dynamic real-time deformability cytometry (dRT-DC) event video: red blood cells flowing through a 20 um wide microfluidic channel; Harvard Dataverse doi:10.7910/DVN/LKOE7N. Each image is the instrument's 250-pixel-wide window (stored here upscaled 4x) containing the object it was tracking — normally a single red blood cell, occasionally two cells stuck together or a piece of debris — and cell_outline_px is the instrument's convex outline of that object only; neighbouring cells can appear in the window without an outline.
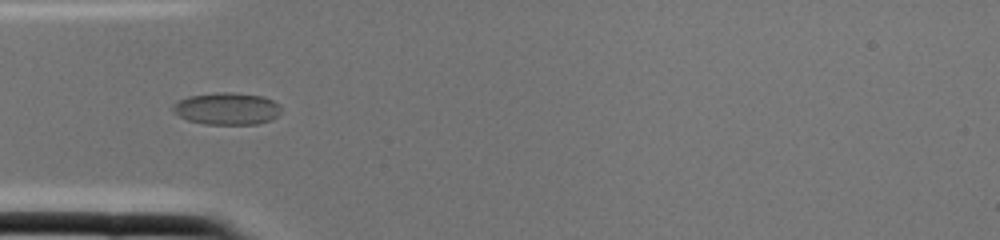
{"species": "common noctule bat (a hibernating species)", "species_latin": "Nyctalus noctula", "temperature_condition": "cold", "stored_images_in_passage": 2, "camera_frame_rate_fps": 3000, "um_per_image_px": 0.085, "animal": {"sex": "female", "body_mass_g": 22.0, "forearm_length_mm": 56.7}, "frame": {"image": 1, "passage_image": 2, "time_ms": 0.333, "image_size_px": [1000, 240], "cell_outline_px": [[280, 112], [272, 120], [256, 124], [204, 124], [188, 120], [172, 112], [172, 104], [188, 96], [220, 92], [232, 92], [264, 96], [280, 104]], "centroid_in_image_um": [19.29, 9.23], "position_along_channel_um": 65.7, "area_um2": 20.35}}